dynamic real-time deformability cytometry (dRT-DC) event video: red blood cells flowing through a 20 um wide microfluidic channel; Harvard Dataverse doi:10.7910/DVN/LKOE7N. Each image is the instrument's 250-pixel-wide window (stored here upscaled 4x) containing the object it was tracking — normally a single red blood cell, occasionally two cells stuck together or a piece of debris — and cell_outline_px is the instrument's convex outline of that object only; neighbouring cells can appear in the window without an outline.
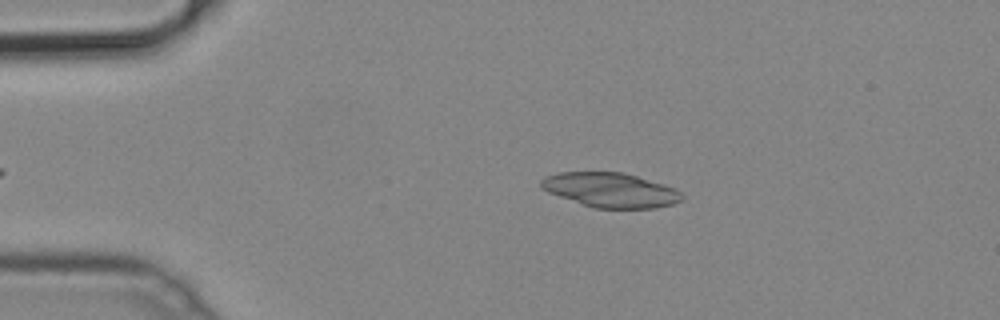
{"species": "common noctule bat (a hibernating species)", "species_latin": "Nyctalus noctula", "temperature_condition": "cold", "stored_images_in_passage": 40, "camera_frame_rate_fps": 3000, "um_per_image_px": 0.085, "animal": {"sex": "male", "body_mass_g": 19.2, "forearm_length_mm": 51.8}, "frame": {"image": 1, "passage_image": 7, "time_ms": 2.0, "image_size_px": [1000, 320], "cell_outline_px": [[684, 196], [680, 200], [672, 204], [656, 208], [592, 208], [548, 192], [540, 188], [540, 180], [544, 176], [560, 172], [624, 172], [664, 184], [676, 188]], "centroid_in_image_um": [51.87, 16.15], "position_along_channel_um": 33.1, "area_um2": 28.5}}